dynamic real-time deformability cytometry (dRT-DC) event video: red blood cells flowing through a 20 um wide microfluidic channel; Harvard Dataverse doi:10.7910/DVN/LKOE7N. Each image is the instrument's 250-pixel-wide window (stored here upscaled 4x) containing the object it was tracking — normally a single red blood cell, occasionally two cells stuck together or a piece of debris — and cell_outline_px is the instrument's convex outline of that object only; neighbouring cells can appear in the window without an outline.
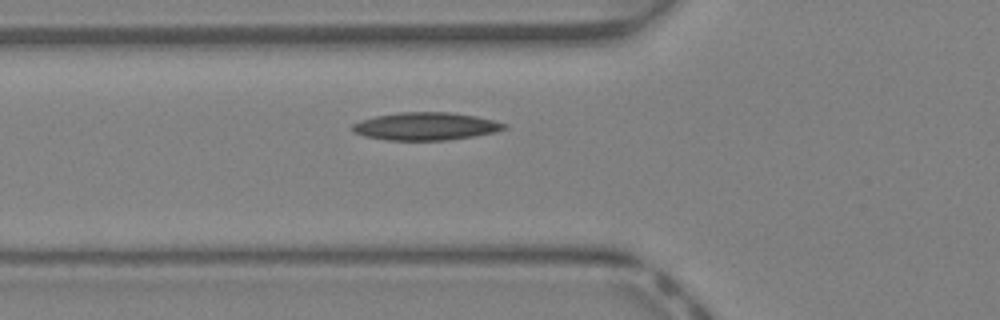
{"species": "Egyptian fruit bat (a non-hibernating species)", "species_latin": "Rousettus aegyptiacus", "temperature_condition": "warm", "stored_images_in_passage": 29, "camera_frame_rate_fps": 3000, "um_per_image_px": 0.085, "animal": {"sex": "female"}, "frame": {"image": 1, "passage_image": 2, "time_ms": 0.333, "image_size_px": [1000, 320], "cell_outline_px": [[508, 128], [496, 132], [448, 140], [384, 140], [364, 136], [356, 132], [352, 128], [352, 124], [360, 120], [376, 116], [400, 112], [452, 112], [476, 116], [496, 120], [508, 124]], "centroid_in_image_um": [36.23, 10.73], "position_along_channel_um": 89.6, "area_um2": 24.68}}
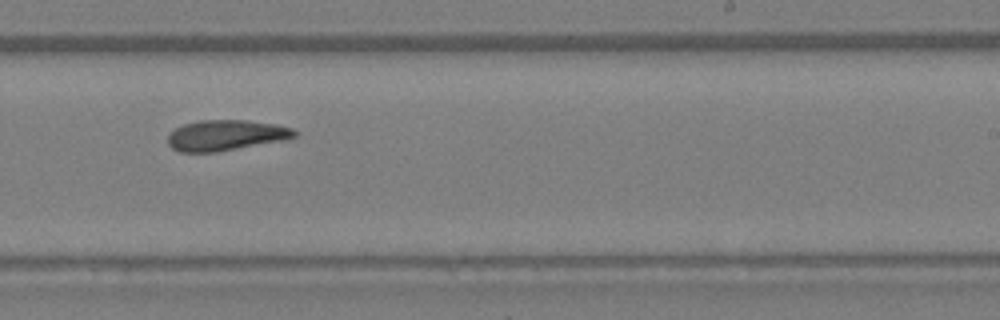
{"frame": {"image": 2, "passage_image": 13, "time_ms": 4.0, "image_size_px": [1000, 320], "cell_outline_px": [[296, 136], [284, 140], [216, 152], [180, 152], [172, 148], [168, 144], [168, 132], [184, 124], [200, 120], [248, 120], [276, 124], [292, 128], [296, 132]], "centroid_in_image_um": [19.17, 11.49], "position_along_channel_um": 269.8, "area_um2": 22.6}}
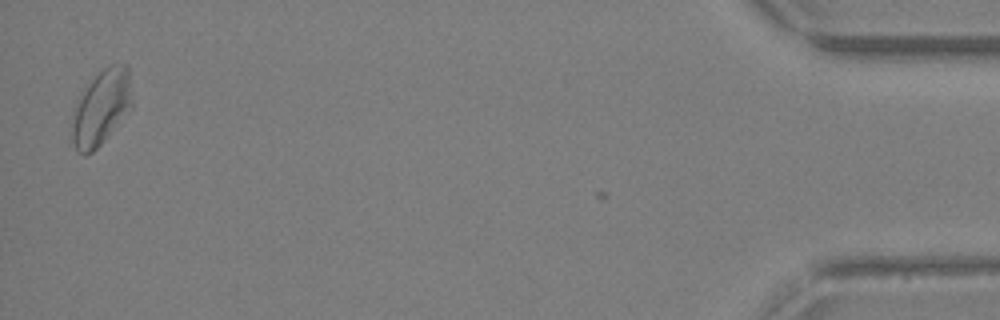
{"frame": {"image": 3, "passage_image": 28, "time_ms": 9.0, "image_size_px": [1000, 320], "cell_outline_px": [[132, 108], [104, 140], [92, 152], [84, 156], [76, 152], [72, 140], [72, 108], [84, 88], [104, 68], [112, 64], [128, 64], [132, 100]], "centroid_in_image_um": [8.59, 9.16], "position_along_channel_um": 426.6, "area_um2": 26.41}}